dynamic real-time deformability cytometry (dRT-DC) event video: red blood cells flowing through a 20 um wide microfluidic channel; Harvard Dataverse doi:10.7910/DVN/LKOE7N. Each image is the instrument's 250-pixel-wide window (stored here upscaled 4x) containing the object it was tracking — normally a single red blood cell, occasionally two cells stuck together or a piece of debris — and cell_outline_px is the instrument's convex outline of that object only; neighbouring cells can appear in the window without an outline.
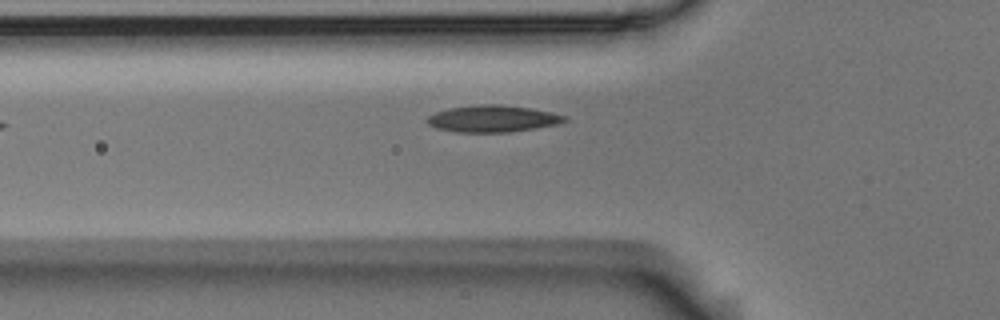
{"species": "Egyptian fruit bat (a non-hibernating species)", "species_latin": "Rousettus aegyptiacus", "temperature_condition": "room temperature", "stored_images_in_passage": 3, "camera_frame_rate_fps": 3000, "um_per_image_px": 0.085, "animal": {"sex": "male"}, "frame": {"image": 1, "passage_image": 3, "time_ms": 0.667, "image_size_px": [1000, 320], "cell_outline_px": [[568, 120], [556, 124], [508, 132], [456, 132], [436, 128], [428, 124], [424, 120], [428, 116], [436, 112], [448, 108], [480, 104], [500, 104], [532, 108], [552, 112], [568, 116]], "centroid_in_image_um": [41.86, 10.08], "position_along_channel_um": 83.9, "area_um2": 21.5}}